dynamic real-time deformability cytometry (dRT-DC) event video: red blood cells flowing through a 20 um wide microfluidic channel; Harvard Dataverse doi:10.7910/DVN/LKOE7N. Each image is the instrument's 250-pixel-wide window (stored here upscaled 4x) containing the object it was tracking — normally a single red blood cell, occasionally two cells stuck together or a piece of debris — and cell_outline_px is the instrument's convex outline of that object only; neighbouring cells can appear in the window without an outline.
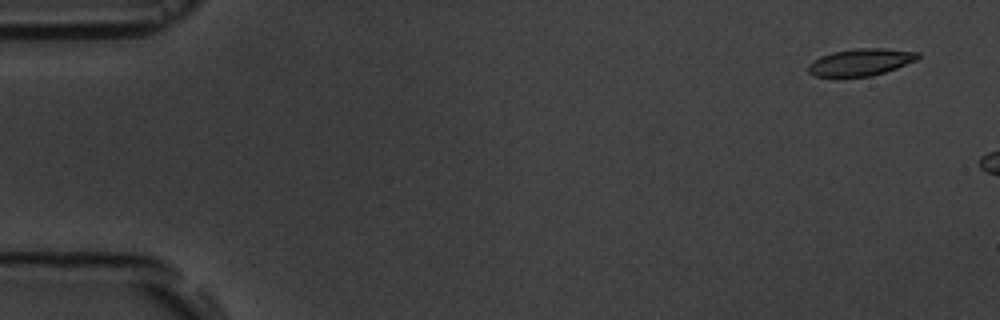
{"species": "common noctule bat (a hibernating species)", "species_latin": "Nyctalus noctula", "temperature_condition": "room temperature", "stored_images_in_passage": 3, "camera_frame_rate_fps": 3000, "um_per_image_px": 0.085, "animal": {"sex": "male", "body_mass_g": 19.5, "forearm_length_mm": 54.6}, "frame": {"image": 1, "passage_image": 1, "time_ms": 0.0, "image_size_px": [1000, 320], "cell_outline_px": [[920, 56], [916, 60], [896, 68], [872, 76], [816, 76], [808, 72], [808, 64], [812, 60], [820, 56], [832, 52], [860, 48], [884, 48], [920, 52]], "centroid_in_image_um": [73.16, 5.27], "position_along_channel_um": 11.8, "area_um2": 17.17}}